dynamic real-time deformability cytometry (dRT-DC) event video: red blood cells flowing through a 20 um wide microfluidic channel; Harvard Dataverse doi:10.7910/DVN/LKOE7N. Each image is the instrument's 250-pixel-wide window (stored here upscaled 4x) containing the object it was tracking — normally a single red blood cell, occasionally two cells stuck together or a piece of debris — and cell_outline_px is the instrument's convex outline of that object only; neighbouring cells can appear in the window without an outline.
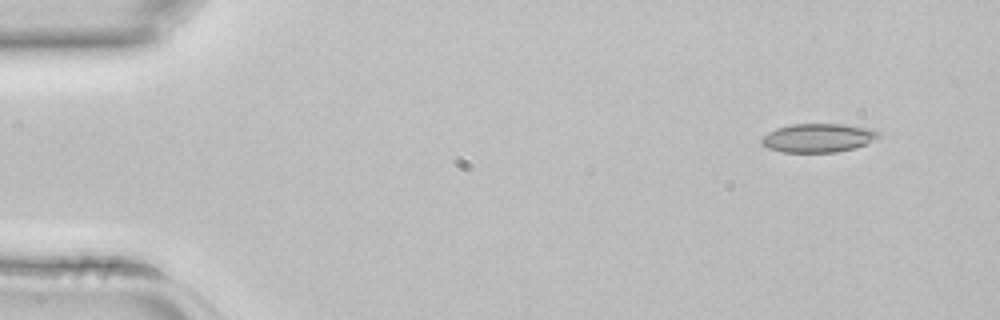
{"species": "common noctule bat (a hibernating species)", "species_latin": "Nyctalus noctula", "temperature_condition": "room temperature", "stored_images_in_passage": 3, "camera_frame_rate_fps": 3000, "um_per_image_px": 0.085, "animal": {"sex": "female", "body_mass_g": 22.7, "forearm_length_mm": 54.2}, "frame": {"image": 1, "passage_image": 1, "time_ms": 0.0, "image_size_px": [1000, 320], "cell_outline_px": [[880, 136], [864, 144], [852, 148], [836, 152], [780, 152], [768, 148], [760, 144], [760, 140], [768, 132], [776, 128], [792, 124], [844, 124], [872, 128], [880, 132]], "centroid_in_image_um": [69.51, 11.71], "position_along_channel_um": 15.5, "area_um2": 19.59}}
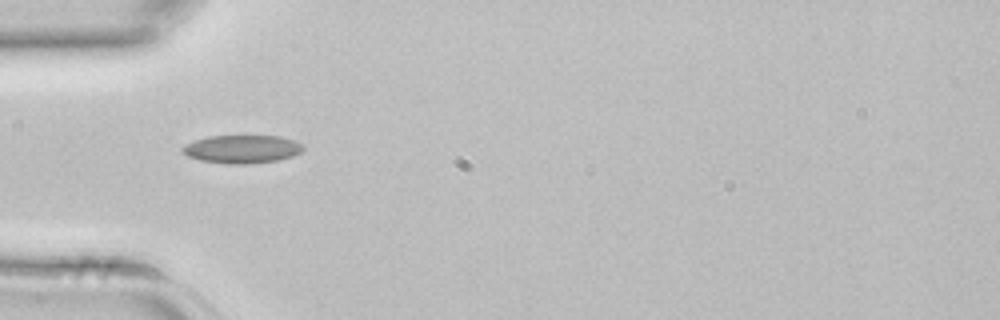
{"frame": {"image": 2, "passage_image": 3, "time_ms": 0.667, "image_size_px": [1000, 320], "cell_outline_px": [[304, 148], [300, 152], [292, 156], [276, 160], [248, 164], [228, 164], [200, 160], [188, 156], [180, 148], [184, 144], [208, 136], [280, 136], [296, 140], [304, 144]], "centroid_in_image_um": [20.59, 12.67], "position_along_channel_um": 64.4, "area_um2": 19.83}}